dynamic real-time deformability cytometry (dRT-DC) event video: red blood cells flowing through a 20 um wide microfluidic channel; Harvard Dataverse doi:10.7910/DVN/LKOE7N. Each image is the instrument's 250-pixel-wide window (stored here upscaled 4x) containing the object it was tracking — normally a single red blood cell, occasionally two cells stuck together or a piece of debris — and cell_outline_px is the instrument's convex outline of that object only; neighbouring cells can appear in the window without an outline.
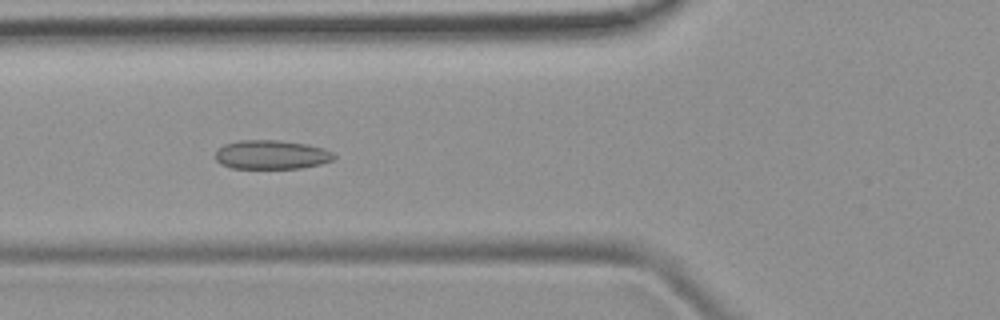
{"species": "common noctule bat (a hibernating species)", "species_latin": "Nyctalus noctula", "temperature_condition": "room temperature", "stored_images_in_passage": 5, "camera_frame_rate_fps": 3000, "um_per_image_px": 0.085, "animal": {"sex": "female", "body_mass_g": 19.9}, "frame": {"image": 1, "passage_image": 4, "time_ms": 4.0, "image_size_px": [1000, 320], "cell_outline_px": [[336, 156], [332, 160], [320, 164], [300, 168], [232, 168], [220, 164], [216, 160], [216, 148], [224, 144], [240, 140], [280, 140], [308, 144], [324, 148], [332, 152]], "centroid_in_image_um": [23.06, 13.14], "position_along_channel_um": 102.7, "area_um2": 20.17}}
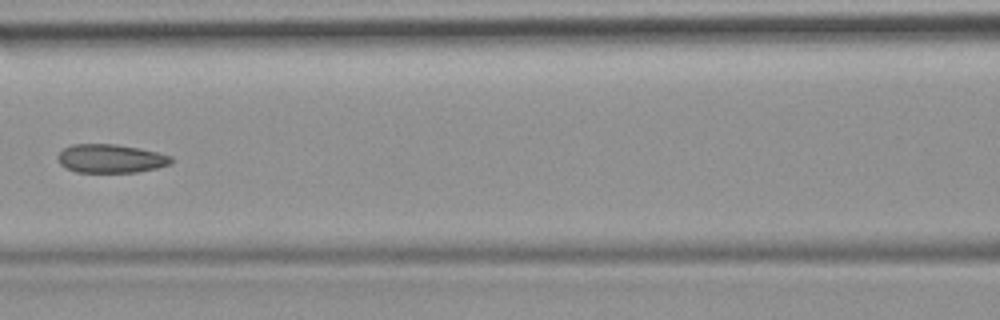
{"frame": {"image": 2, "passage_image": 5, "time_ms": 5.333, "image_size_px": [1000, 320], "cell_outline_px": [[176, 160], [168, 164], [156, 168], [136, 172], [76, 172], [60, 164], [56, 156], [64, 148], [72, 144], [116, 144], [140, 148], [172, 156]], "centroid_in_image_um": [9.42, 13.47], "position_along_channel_um": 157.2, "area_um2": 18.9}}